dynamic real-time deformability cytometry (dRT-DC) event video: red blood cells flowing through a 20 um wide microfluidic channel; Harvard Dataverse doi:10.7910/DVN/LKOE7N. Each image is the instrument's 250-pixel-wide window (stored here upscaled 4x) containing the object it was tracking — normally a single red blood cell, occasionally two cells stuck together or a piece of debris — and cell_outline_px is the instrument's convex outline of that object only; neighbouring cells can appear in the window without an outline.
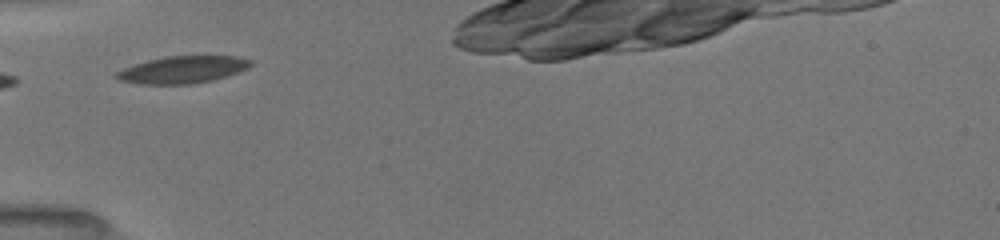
{"species": "common noctule bat (a hibernating species)", "species_latin": "Nyctalus noctula", "temperature_condition": "room temperature", "stored_images_in_passage": 9, "camera_frame_rate_fps": 3000, "um_per_image_px": 0.085, "animal": {"sex": "female", "body_mass_g": 19.5, "forearm_length_mm": 54.1}, "frame": {"image": 1, "passage_image": 1, "time_ms": 0.0, "image_size_px": [1000, 240], "cell_outline_px": [[252, 64], [248, 68], [212, 80], [192, 84], [140, 84], [120, 80], [116, 76], [116, 72], [124, 68], [148, 60], [164, 56], [236, 56], [252, 60]], "centroid_in_image_um": [15.53, 5.91], "position_along_channel_um": 69.5, "area_um2": 20.98}}